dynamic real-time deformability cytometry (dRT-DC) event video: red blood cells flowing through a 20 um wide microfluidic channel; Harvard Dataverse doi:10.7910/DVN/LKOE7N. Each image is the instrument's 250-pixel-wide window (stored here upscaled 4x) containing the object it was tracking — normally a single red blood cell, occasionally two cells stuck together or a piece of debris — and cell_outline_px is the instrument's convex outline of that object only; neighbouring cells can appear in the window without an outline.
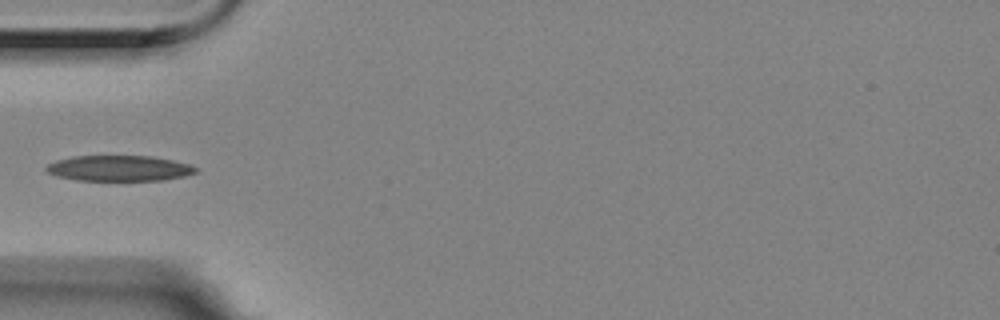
{"species": "Egyptian fruit bat (a non-hibernating species)", "species_latin": "Rousettus aegyptiacus", "temperature_condition": "room temperature", "stored_images_in_passage": 9, "camera_frame_rate_fps": 3000, "um_per_image_px": 0.085, "animal": {"sex": "female"}, "frame": {"image": 1, "passage_image": 1, "time_ms": 0.0, "image_size_px": [1000, 320], "cell_outline_px": [[196, 172], [184, 176], [164, 180], [76, 180], [56, 176], [48, 172], [44, 168], [48, 164], [56, 160], [72, 156], [152, 156], [172, 160], [188, 164], [196, 168]], "centroid_in_image_um": [10.09, 14.3], "position_along_channel_um": 74.9, "area_um2": 22.2}}
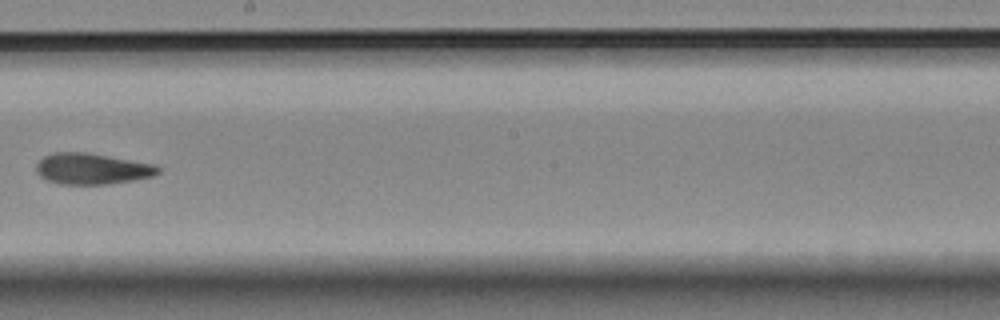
{"frame": {"image": 2, "passage_image": 5, "time_ms": 1.333, "image_size_px": [1000, 320], "cell_outline_px": [[160, 172], [152, 176], [132, 180], [108, 184], [60, 184], [48, 180], [40, 176], [36, 168], [36, 164], [44, 156], [52, 152], [88, 152], [156, 164], [160, 168]], "centroid_in_image_um": [7.83, 14.33], "position_along_channel_um": 240.4, "area_um2": 22.08}}
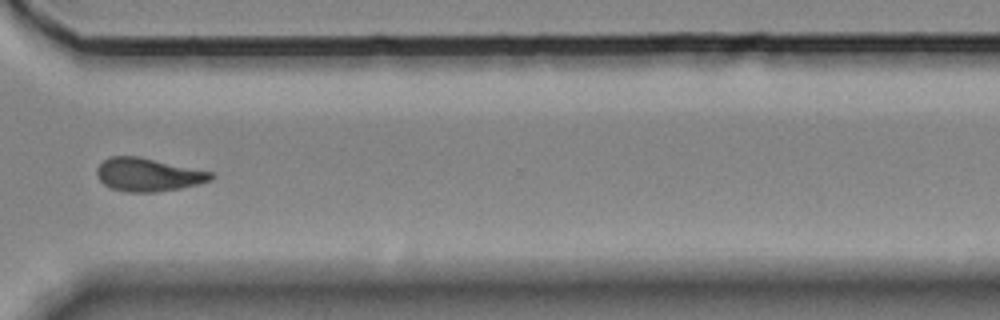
{"frame": {"image": 3, "passage_image": 8, "time_ms": 2.333, "image_size_px": [1000, 320], "cell_outline_px": [[216, 176], [212, 180], [180, 188], [156, 192], [128, 192], [108, 188], [96, 176], [96, 168], [108, 156], [140, 156], [212, 172]], "centroid_in_image_um": [12.56, 14.84], "position_along_channel_um": 358.0, "area_um2": 22.25}}